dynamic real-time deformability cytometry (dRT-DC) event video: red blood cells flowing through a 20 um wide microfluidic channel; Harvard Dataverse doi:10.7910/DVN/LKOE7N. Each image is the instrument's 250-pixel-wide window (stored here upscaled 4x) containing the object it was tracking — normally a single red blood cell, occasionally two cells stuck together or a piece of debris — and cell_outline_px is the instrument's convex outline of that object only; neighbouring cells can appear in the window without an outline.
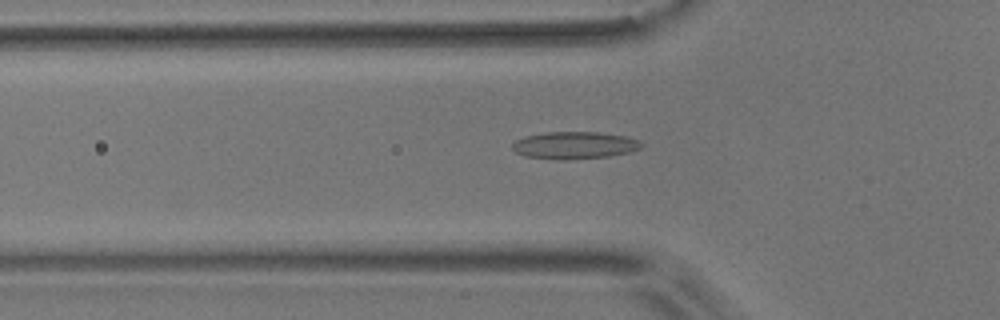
{"species": "common noctule bat (a hibernating species)", "species_latin": "Nyctalus noctula", "temperature_condition": "room temperature", "stored_images_in_passage": 20, "camera_frame_rate_fps": 3000, "um_per_image_px": 0.085, "animal": {"sex": "male", "body_mass_g": 17.9}, "frame": {"image": 1, "passage_image": 7, "time_ms": 2.0, "image_size_px": [1000, 320], "cell_outline_px": [[644, 144], [640, 148], [628, 152], [608, 156], [564, 160], [556, 160], [524, 156], [516, 152], [512, 148], [512, 144], [516, 140], [524, 136], [544, 132], [600, 132], [628, 136], [640, 140]], "centroid_in_image_um": [48.83, 12.34], "position_along_channel_um": 77.0, "area_um2": 20.69}}
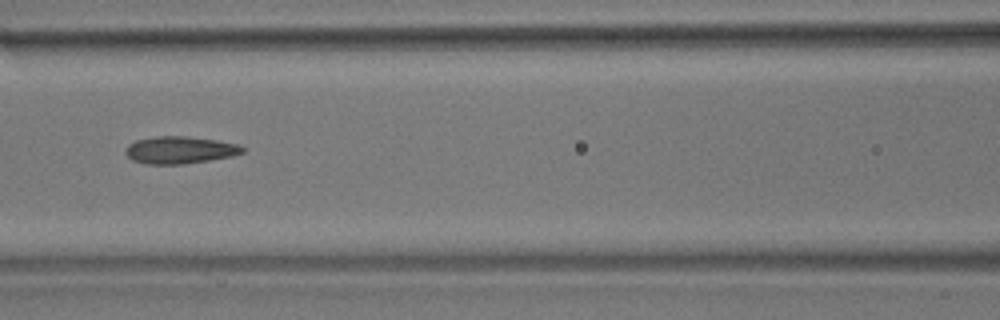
{"frame": {"image": 2, "passage_image": 13, "time_ms": 4.0, "image_size_px": [1000, 320], "cell_outline_px": [[244, 152], [232, 156], [184, 164], [144, 164], [132, 160], [124, 152], [128, 144], [136, 140], [156, 136], [184, 136], [216, 140], [240, 144], [244, 148]], "centroid_in_image_um": [15.27, 12.75], "position_along_channel_um": 151.3, "area_um2": 18.61}}
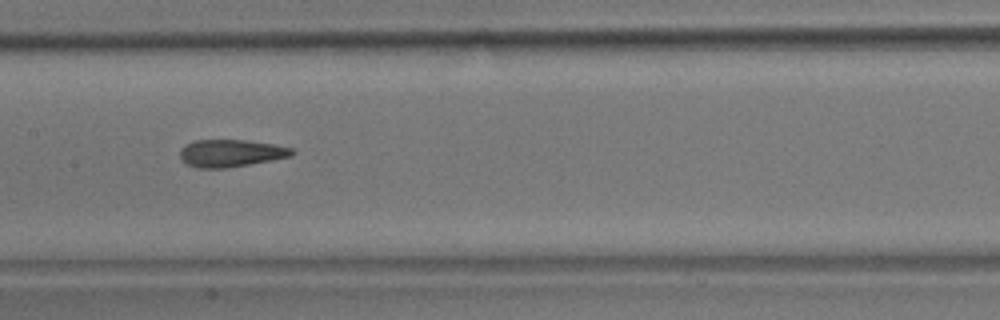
{"frame": {"image": 3, "passage_image": 16, "time_ms": 5.0, "image_size_px": [1000, 320], "cell_outline_px": [[296, 152], [292, 156], [272, 160], [228, 168], [200, 168], [188, 164], [180, 160], [180, 148], [184, 144], [192, 140], [244, 140], [272, 144], [292, 148]], "centroid_in_image_um": [19.59, 13.02], "position_along_channel_um": 187.8, "area_um2": 17.98}}